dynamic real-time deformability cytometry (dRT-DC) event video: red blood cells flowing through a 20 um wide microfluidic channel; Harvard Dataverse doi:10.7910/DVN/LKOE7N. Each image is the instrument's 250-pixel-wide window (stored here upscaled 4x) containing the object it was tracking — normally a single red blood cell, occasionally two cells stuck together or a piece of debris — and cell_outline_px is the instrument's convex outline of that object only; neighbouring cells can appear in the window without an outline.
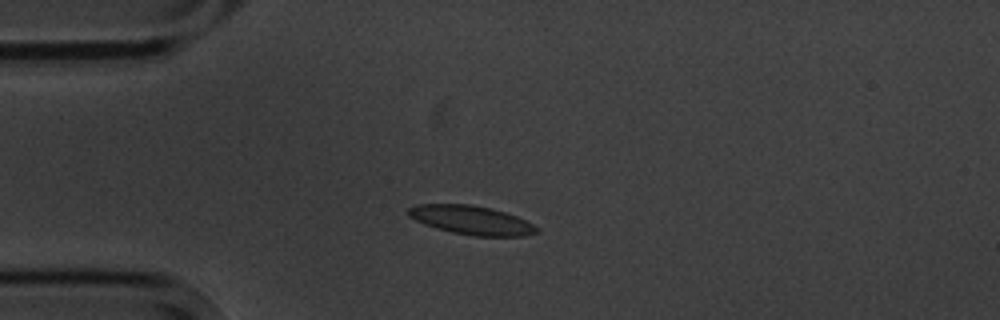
{"species": "common noctule bat (a hibernating species)", "species_latin": "Nyctalus noctula", "temperature_condition": "cold", "stored_images_in_passage": 8, "camera_frame_rate_fps": 3000, "um_per_image_px": 0.085, "animal": {"sex": "male", "body_mass_g": 20.1, "forearm_length_mm": 53.5}, "frame": {"image": 1, "passage_image": 3, "time_ms": 2.333, "image_size_px": [1000, 320], "cell_outline_px": [[536, 232], [524, 236], [476, 236], [452, 232], [436, 228], [424, 224], [408, 216], [408, 208], [416, 204], [468, 204], [492, 208], [516, 216], [532, 224], [536, 228]], "centroid_in_image_um": [40.02, 18.7], "position_along_channel_um": 45.0, "area_um2": 21.33}}
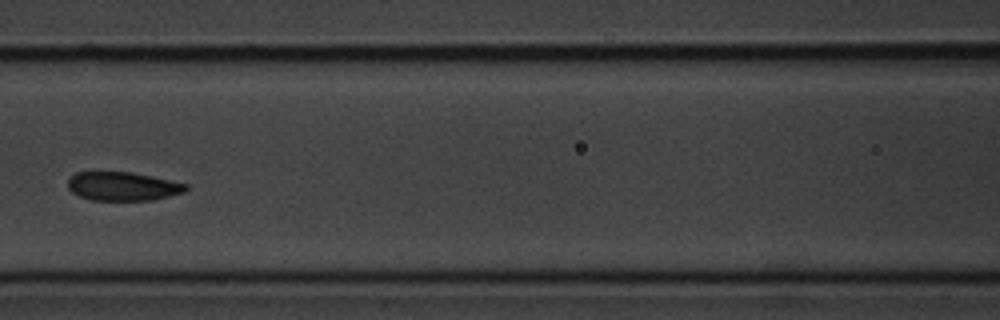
{"frame": {"image": 2, "passage_image": 6, "time_ms": 6.0, "image_size_px": [1000, 320], "cell_outline_px": [[188, 188], [184, 192], [152, 200], [92, 200], [80, 196], [72, 192], [68, 188], [68, 180], [76, 172], [132, 172], [152, 176], [188, 184]], "centroid_in_image_um": [10.44, 15.83], "position_along_channel_um": 156.2, "area_um2": 19.65}}
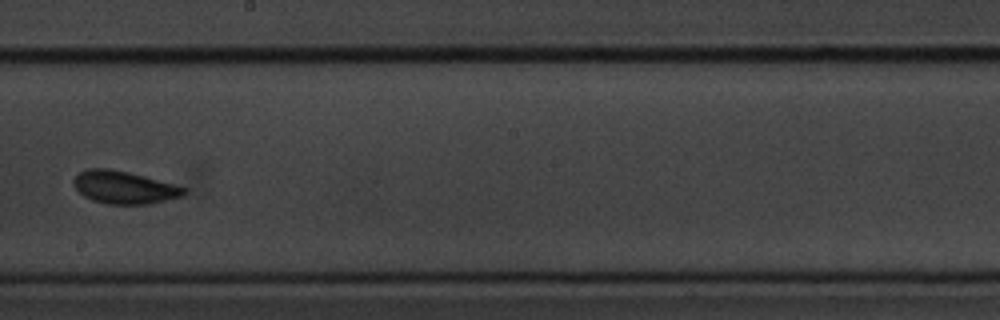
{"frame": {"image": 3, "passage_image": 8, "time_ms": 8.333, "image_size_px": [1000, 320], "cell_outline_px": [[188, 192], [184, 196], [148, 204], [108, 204], [92, 200], [84, 196], [72, 184], [72, 180], [80, 172], [88, 168], [108, 168], [128, 172], [180, 184], [188, 188]], "centroid_in_image_um": [10.63, 15.92], "position_along_channel_um": 237.6, "area_um2": 21.39}}